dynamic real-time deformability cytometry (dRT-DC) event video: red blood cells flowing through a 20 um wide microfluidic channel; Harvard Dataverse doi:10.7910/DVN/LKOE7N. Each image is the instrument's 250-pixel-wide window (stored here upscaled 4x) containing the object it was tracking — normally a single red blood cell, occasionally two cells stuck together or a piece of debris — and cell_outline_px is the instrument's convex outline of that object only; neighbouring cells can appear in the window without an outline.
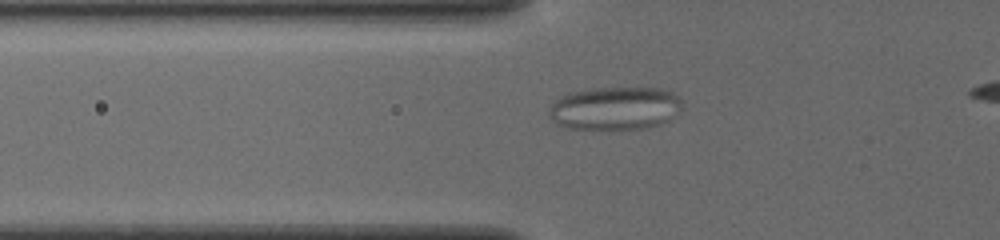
{"species": "common noctule bat (a hibernating species)", "species_latin": "Nyctalus noctula", "temperature_condition": "cold", "stored_images_in_passage": 40, "camera_frame_rate_fps": 3000, "um_per_image_px": 0.085, "animal": {"sex": "female", "body_mass_g": 19.5, "forearm_length_mm": 54.1}, "frame": {"image": 1, "passage_image": 6, "time_ms": 1.667, "image_size_px": [1000, 240], "cell_outline_px": [[680, 108], [668, 120], [656, 124], [640, 128], [568, 128], [556, 124], [552, 120], [548, 112], [552, 104], [560, 96], [568, 92], [592, 88], [660, 88], [672, 92], [680, 96]], "centroid_in_image_um": [52.22, 9.17], "position_along_channel_um": 73.6, "area_um2": 33.0}}
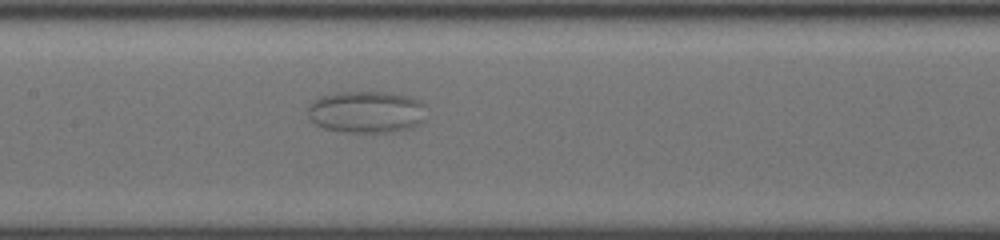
{"frame": {"image": 2, "passage_image": 15, "time_ms": 4.667, "image_size_px": [1000, 240], "cell_outline_px": [[424, 104], [420, 120], [412, 128], [392, 132], [348, 132], [324, 128], [316, 124], [308, 116], [308, 104], [312, 100], [320, 96], [336, 92], [392, 92], [408, 96], [420, 100]], "centroid_in_image_um": [31.08, 9.5], "position_along_channel_um": 176.3, "area_um2": 28.9}}
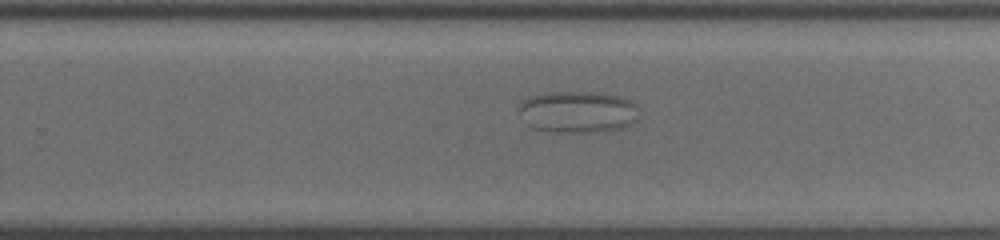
{"frame": {"image": 3, "passage_image": 24, "time_ms": 7.667, "image_size_px": [1000, 240], "cell_outline_px": [[640, 112], [636, 120], [620, 128], [592, 132], [548, 132], [532, 128], [528, 124], [520, 108], [520, 104], [528, 96], [548, 92], [588, 92], [620, 96], [628, 100], [640, 108]], "centroid_in_image_um": [49.12, 9.51], "position_along_channel_um": 280.7, "area_um2": 28.96}}